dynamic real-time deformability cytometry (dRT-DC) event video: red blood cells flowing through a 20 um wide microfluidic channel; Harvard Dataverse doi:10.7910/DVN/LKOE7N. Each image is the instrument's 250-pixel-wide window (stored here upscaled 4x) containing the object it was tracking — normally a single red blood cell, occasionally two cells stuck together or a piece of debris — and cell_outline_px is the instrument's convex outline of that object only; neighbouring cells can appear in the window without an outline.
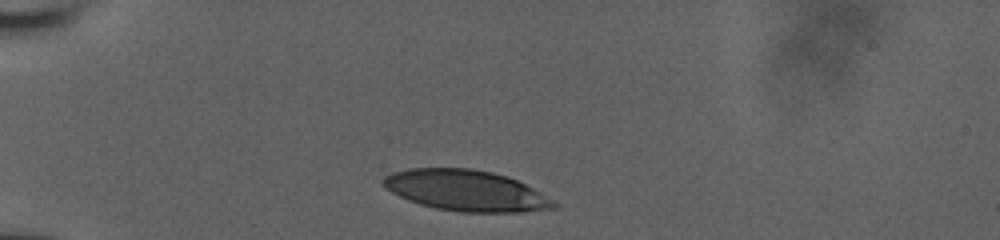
{"species": "human", "species_latin": "Homo sapiens", "temperature_condition": "room temperature", "stored_images_in_passage": 32, "camera_frame_rate_fps": 3000, "um_per_image_px": 0.085, "donor": {"sex": "male"}, "frame": {"image": 1, "passage_image": 1, "time_ms": 0.0, "image_size_px": [1000, 240], "cell_outline_px": [[560, 204], [556, 208], [524, 212], [460, 212], [436, 208], [420, 204], [408, 200], [384, 188], [380, 184], [380, 180], [384, 176], [392, 172], [408, 168], [472, 168], [492, 172], [508, 176], [532, 188]], "centroid_in_image_um": [39.58, 16.19], "position_along_channel_um": 45.4, "area_um2": 40.86}}
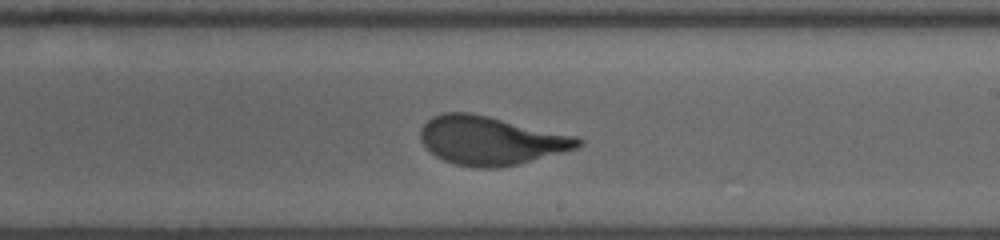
{"frame": {"image": 2, "passage_image": 19, "time_ms": 6.333, "image_size_px": [1000, 240], "cell_outline_px": [[584, 144], [580, 148], [500, 168], [476, 168], [456, 164], [444, 160], [436, 156], [420, 140], [420, 128], [432, 116], [444, 112], [468, 112], [488, 116], [576, 136], [584, 140]], "centroid_in_image_um": [41.73, 11.94], "position_along_channel_um": 247.3, "area_um2": 44.51}}
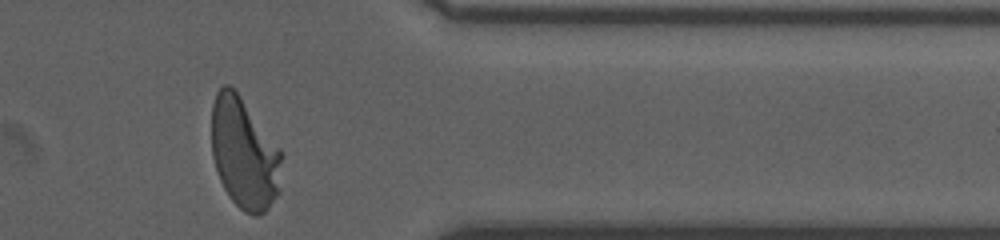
{"frame": {"image": 3, "passage_image": 32, "time_ms": 10.333, "image_size_px": [1000, 240], "cell_outline_px": [[284, 156], [280, 192], [268, 208], [260, 216], [252, 216], [244, 212], [228, 196], [220, 180], [212, 156], [212, 104], [216, 92], [224, 84], [228, 84], [240, 96], [284, 152]], "centroid_in_image_um": [20.8, 13.08], "position_along_channel_um": 390.6, "area_um2": 46.07}, "authors_computed_cell_mechanics": {"area_um2": 44.1014, "velocity_mm_per_s": 3.8399, "shape_relaxation_time_tau1_ms": 3.9974, "shape_relaxation_time_tau2_ms": null, "deformation_change_tau1": 0.1976, "deformation_change_tau2": null}}